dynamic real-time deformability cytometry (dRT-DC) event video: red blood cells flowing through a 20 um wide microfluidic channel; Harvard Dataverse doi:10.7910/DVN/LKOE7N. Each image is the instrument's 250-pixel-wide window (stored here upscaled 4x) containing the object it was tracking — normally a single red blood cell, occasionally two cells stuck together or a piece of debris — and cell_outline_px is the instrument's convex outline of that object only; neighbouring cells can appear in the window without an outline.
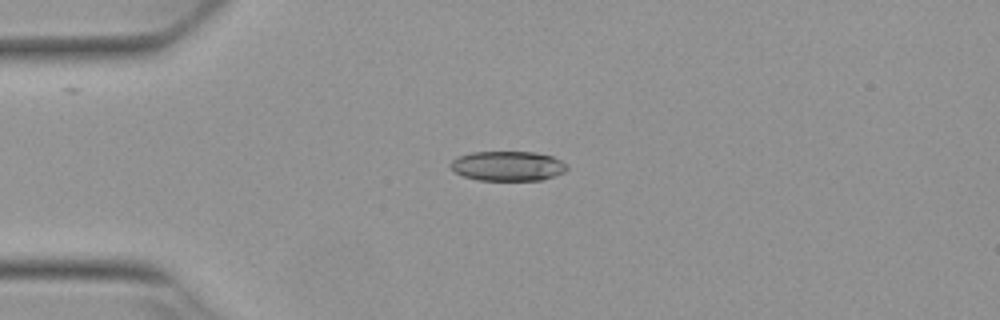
{"species": "Egyptian fruit bat (a non-hibernating species)", "species_latin": "Rousettus aegyptiacus", "temperature_condition": "warm", "stored_images_in_passage": 41, "camera_frame_rate_fps": 3000, "um_per_image_px": 0.085, "animal": {"sex": "female"}, "frame": {"image": 1, "passage_image": 1, "time_ms": 0.0, "image_size_px": [1000, 320], "cell_outline_px": [[568, 168], [564, 172], [540, 180], [476, 180], [464, 176], [456, 172], [448, 164], [452, 160], [460, 156], [472, 152], [532, 152], [552, 156], [568, 164]], "centroid_in_image_um": [43.16, 14.11], "position_along_channel_um": 41.8, "area_um2": 20.06}}
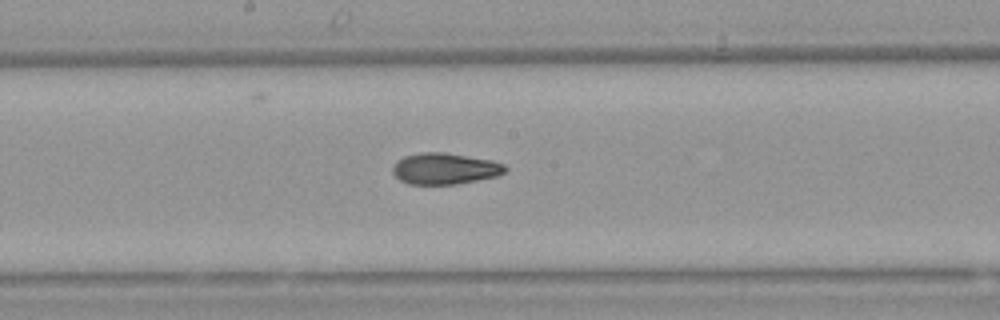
{"frame": {"image": 2, "passage_image": 16, "time_ms": 5.0, "image_size_px": [1000, 320], "cell_outline_px": [[508, 168], [504, 172], [496, 176], [456, 184], [408, 184], [400, 180], [392, 172], [392, 164], [396, 160], [404, 156], [420, 152], [444, 152], [492, 160], [504, 164]], "centroid_in_image_um": [37.77, 14.32], "position_along_channel_um": 210.4, "area_um2": 20.58}}
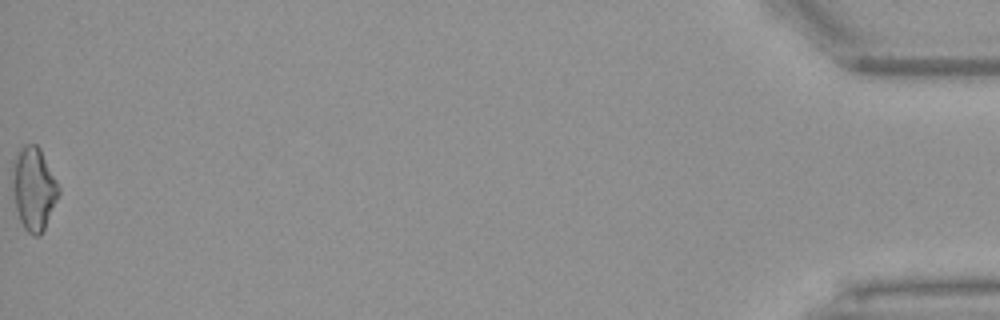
{"frame": {"image": 3, "passage_image": 41, "time_ms": 13.333, "image_size_px": [1000, 320], "cell_outline_px": [[60, 192], [44, 228], [40, 236], [32, 236], [24, 228], [20, 220], [16, 208], [12, 188], [12, 160], [20, 148], [24, 144], [36, 144], [40, 148], [60, 188]], "centroid_in_image_um": [2.84, 16.01], "position_along_channel_um": 432.4, "area_um2": 22.31}, "authors_computed_cell_mechanics": {"area_um2": 20.4612, "velocity_mm_per_s": 3.8777, "shape_relaxation_time_tau1_ms": null, "shape_relaxation_time_tau2_ms": 3.528, "deformation_change_tau1": null, "deformation_change_tau2": 0.108}}